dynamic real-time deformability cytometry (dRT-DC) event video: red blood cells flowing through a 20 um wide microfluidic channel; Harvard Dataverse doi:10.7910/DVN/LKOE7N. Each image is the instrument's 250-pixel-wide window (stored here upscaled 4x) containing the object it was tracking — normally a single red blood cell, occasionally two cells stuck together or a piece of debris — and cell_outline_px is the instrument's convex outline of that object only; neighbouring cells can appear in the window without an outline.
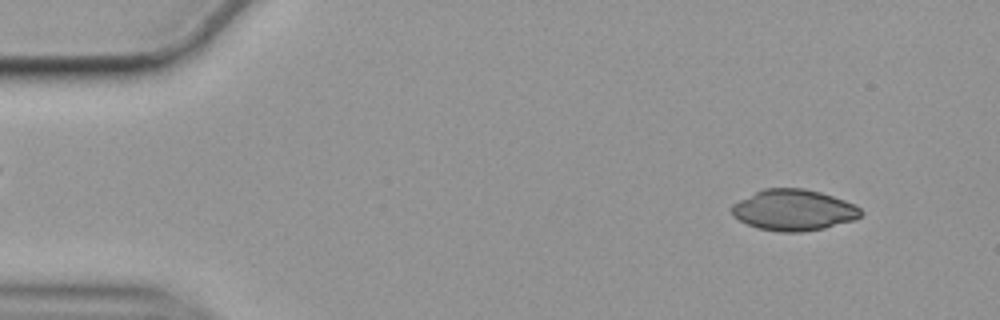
{"species": "common noctule bat (a hibernating species)", "species_latin": "Nyctalus noctula", "temperature_condition": "cold", "stored_images_in_passage": 56, "camera_frame_rate_fps": 3000, "um_per_image_px": 0.085, "animal": {"sex": "female", "body_mass_g": 19.9}, "frame": {"image": 1, "passage_image": 5, "time_ms": 1.333, "image_size_px": [1000, 320], "cell_outline_px": [[864, 212], [856, 220], [824, 228], [800, 232], [780, 232], [756, 228], [732, 216], [732, 204], [764, 188], [804, 188], [820, 192], [856, 204]], "centroid_in_image_um": [67.49, 17.86], "position_along_channel_um": 17.5, "area_um2": 30.92}}
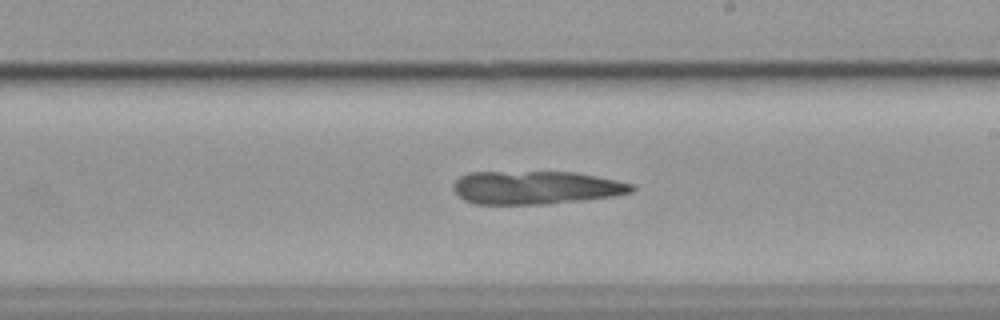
{"frame": {"image": 2, "passage_image": 32, "time_ms": 10.333, "image_size_px": [1000, 320], "cell_outline_px": [[636, 188], [632, 192], [612, 196], [584, 200], [548, 204], [472, 204], [464, 200], [452, 188], [452, 184], [460, 176], [468, 172], [576, 172], [616, 180], [632, 184]], "centroid_in_image_um": [45.52, 15.94], "position_along_channel_um": 243.5, "area_um2": 34.68}}
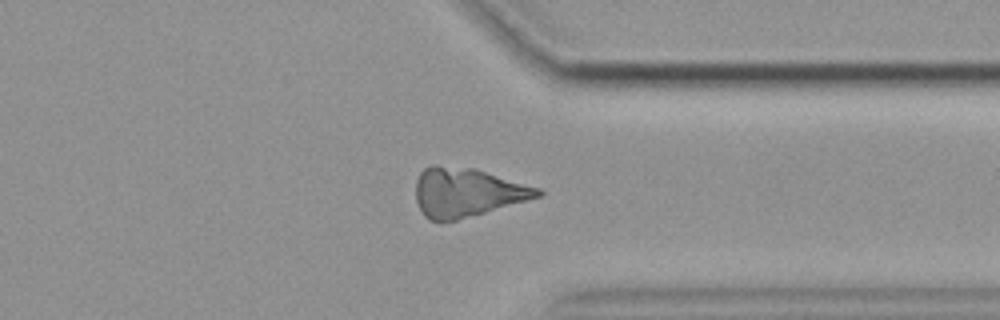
{"frame": {"image": 3, "passage_image": 43, "time_ms": 14.0, "image_size_px": [1000, 320], "cell_outline_px": [[544, 192], [540, 196], [456, 220], [440, 224], [428, 220], [424, 216], [416, 200], [416, 180], [420, 172], [424, 168], [432, 164], [436, 164], [472, 168], [540, 188]], "centroid_in_image_um": [39.61, 16.36], "position_along_channel_um": 371.8, "area_um2": 34.62}}